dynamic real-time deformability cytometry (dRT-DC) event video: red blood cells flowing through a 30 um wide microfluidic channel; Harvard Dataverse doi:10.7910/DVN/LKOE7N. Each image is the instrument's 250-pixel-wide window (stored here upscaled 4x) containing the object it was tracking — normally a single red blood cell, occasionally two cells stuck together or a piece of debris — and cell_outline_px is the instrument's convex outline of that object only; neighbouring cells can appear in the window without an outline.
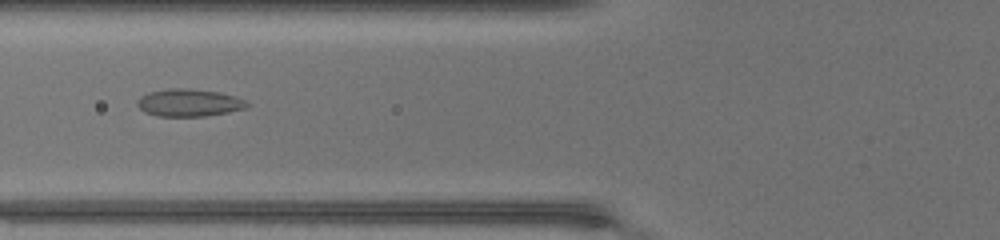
{"species": "common noctule bat (a hibernating species)", "species_latin": "Nyctalus noctula", "temperature_condition": "warm", "stored_images_in_passage": 33, "camera_frame_rate_fps": 3000, "um_per_image_px": 0.085, "animal": {"sex": "female", "body_mass_g": 17.0, "forearm_length_mm": 48.0}, "frame": {"image": 1, "passage_image": 5, "time_ms": 1.333, "image_size_px": [1000, 240], "cell_outline_px": [[248, 108], [228, 112], [204, 116], [156, 116], [144, 112], [136, 104], [140, 96], [148, 92], [172, 88], [180, 88], [216, 92], [232, 96], [244, 100], [248, 104]], "centroid_in_image_um": [16.02, 8.74], "position_along_channel_um": 109.8, "area_um2": 17.28}}
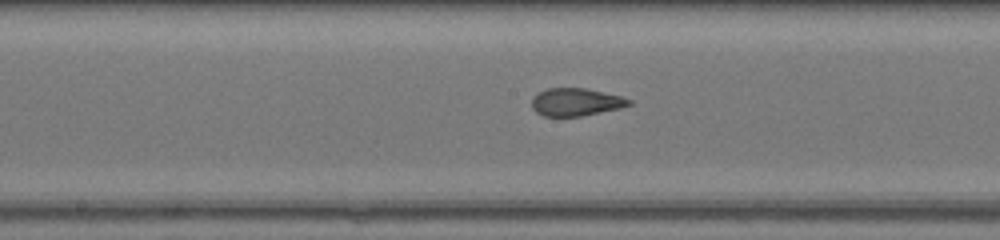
{"frame": {"image": 2, "passage_image": 11, "time_ms": 3.333, "image_size_px": [1000, 240], "cell_outline_px": [[632, 104], [620, 108], [580, 116], [544, 116], [536, 112], [532, 108], [532, 96], [548, 88], [584, 88], [620, 96], [632, 100]], "centroid_in_image_um": [48.93, 8.67], "position_along_channel_um": 199.3, "area_um2": 15.55}}
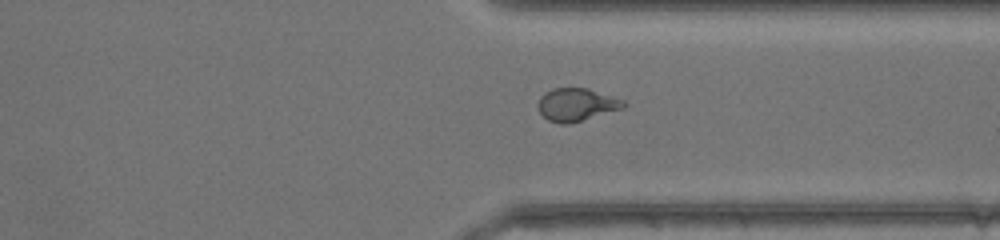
{"frame": {"image": 3, "passage_image": 22, "time_ms": 7.0, "image_size_px": [1000, 240], "cell_outline_px": [[628, 104], [624, 108], [572, 124], [560, 124], [548, 120], [540, 112], [540, 96], [552, 88], [588, 88], [624, 100]], "centroid_in_image_um": [49.06, 8.9], "position_along_channel_um": 362.3, "area_um2": 16.42}, "authors_computed_cell_mechanics": {"area_um2": 16.4152, "velocity_mm_per_s": 4.4606, "shape_relaxation_time_tau1_ms": null, "shape_relaxation_time_tau2_ms": 0.7873, "deformation_change_tau1": null, "deformation_change_tau2": 0.0833}}